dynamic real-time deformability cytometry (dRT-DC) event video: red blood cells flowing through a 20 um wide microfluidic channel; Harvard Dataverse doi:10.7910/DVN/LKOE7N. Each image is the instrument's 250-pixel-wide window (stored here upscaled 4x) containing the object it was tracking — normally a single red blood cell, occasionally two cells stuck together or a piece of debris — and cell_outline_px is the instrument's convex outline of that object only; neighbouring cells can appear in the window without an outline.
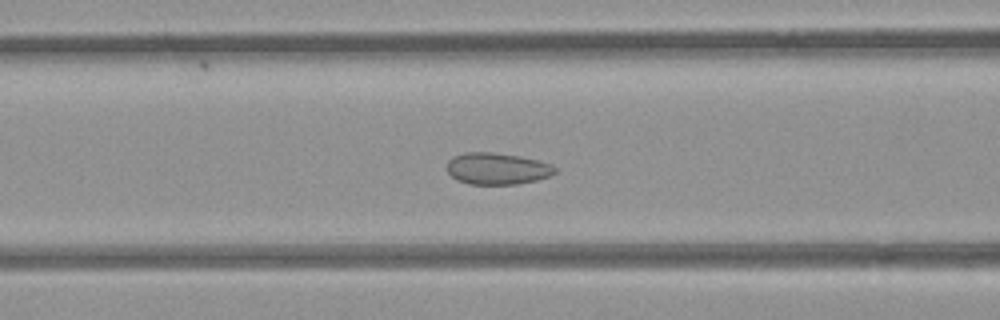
{"species": "common noctule bat (a hibernating species)", "species_latin": "Nyctalus noctula", "temperature_condition": "room temperature", "stored_images_in_passage": 39, "camera_frame_rate_fps": 3000, "um_per_image_px": 0.085, "animal": {"sex": "female", "body_mass_g": 21.9}, "frame": {"image": 1, "passage_image": 6, "time_ms": 1.667, "image_size_px": [1000, 320], "cell_outline_px": [[556, 172], [548, 176], [536, 180], [516, 184], [468, 184], [456, 180], [444, 168], [448, 160], [452, 156], [464, 152], [492, 152], [520, 156], [552, 164], [556, 168]], "centroid_in_image_um": [42.2, 14.32], "position_along_channel_um": 124.4, "area_um2": 20.11}}
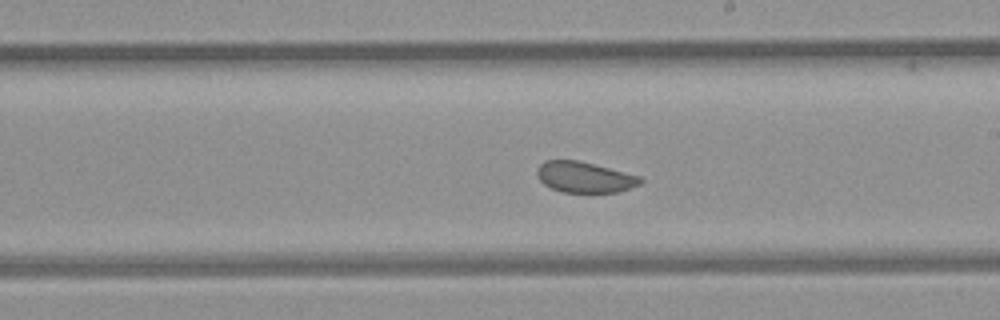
{"frame": {"image": 2, "passage_image": 15, "time_ms": 4.667, "image_size_px": [1000, 320], "cell_outline_px": [[644, 180], [640, 184], [620, 192], [560, 192], [544, 184], [536, 176], [536, 168], [544, 160], [580, 160], [640, 176]], "centroid_in_image_um": [49.67, 15.05], "position_along_channel_um": 239.3, "area_um2": 18.73}}
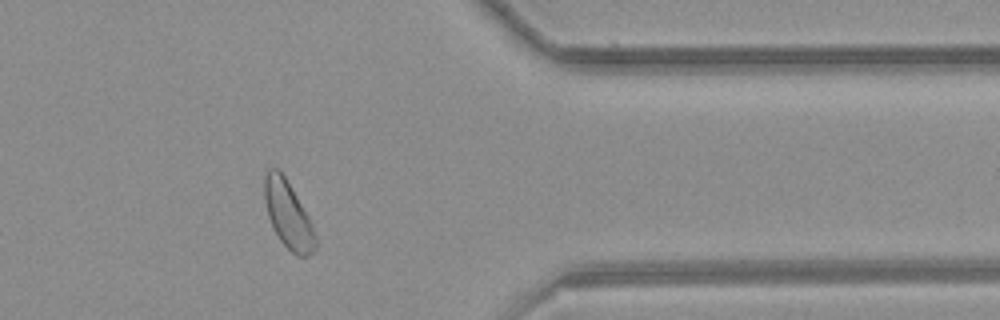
{"frame": {"image": 3, "passage_image": 28, "time_ms": 9.0, "image_size_px": [1000, 320], "cell_outline_px": [[316, 248], [308, 256], [296, 256], [280, 240], [268, 216], [264, 200], [264, 172], [268, 168], [280, 168], [308, 216], [312, 224], [316, 236]], "centroid_in_image_um": [24.48, 18.21], "position_along_channel_um": 386.9, "area_um2": 19.88}, "authors_computed_cell_mechanics": {"area_um2": 19.8832, "velocity_mm_per_s": 3.8325, "shape_relaxation_time_tau1_ms": null, "shape_relaxation_time_tau2_ms": 1.9114, "deformation_change_tau1": null, "deformation_change_tau2": 0.0686}}